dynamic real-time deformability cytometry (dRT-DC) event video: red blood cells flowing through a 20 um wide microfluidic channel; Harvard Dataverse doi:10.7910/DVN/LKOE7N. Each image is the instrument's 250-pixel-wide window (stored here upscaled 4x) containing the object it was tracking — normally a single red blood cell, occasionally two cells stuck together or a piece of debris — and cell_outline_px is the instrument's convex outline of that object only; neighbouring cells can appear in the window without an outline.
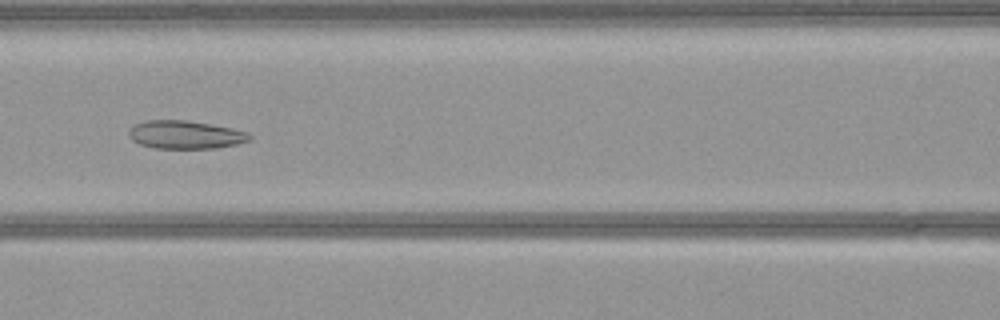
{"species": "common noctule bat (a hibernating species)", "species_latin": "Nyctalus noctula", "temperature_condition": "warm", "stored_images_in_passage": 53, "camera_frame_rate_fps": 3000, "um_per_image_px": 0.085, "animal": {"sex": "female", "body_mass_g": 21.9}, "frame": {"image": 1, "passage_image": 23, "time_ms": 7.333, "image_size_px": [1000, 320], "cell_outline_px": [[252, 140], [236, 144], [216, 148], [156, 148], [140, 144], [132, 140], [128, 136], [128, 132], [136, 124], [144, 120], [188, 120], [232, 128], [248, 132], [252, 136]], "centroid_in_image_um": [15.78, 11.45], "position_along_channel_um": 150.8, "area_um2": 19.83}}
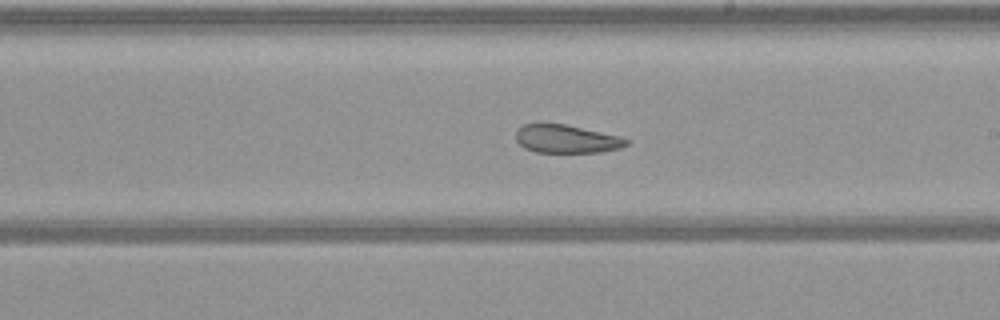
{"frame": {"image": 2, "passage_image": 30, "time_ms": 9.667, "image_size_px": [1000, 320], "cell_outline_px": [[628, 144], [620, 148], [600, 152], [536, 152], [524, 148], [516, 140], [516, 128], [524, 124], [564, 124], [620, 136], [628, 140]], "centroid_in_image_um": [48.12, 11.81], "position_along_channel_um": 240.9, "area_um2": 18.03}}
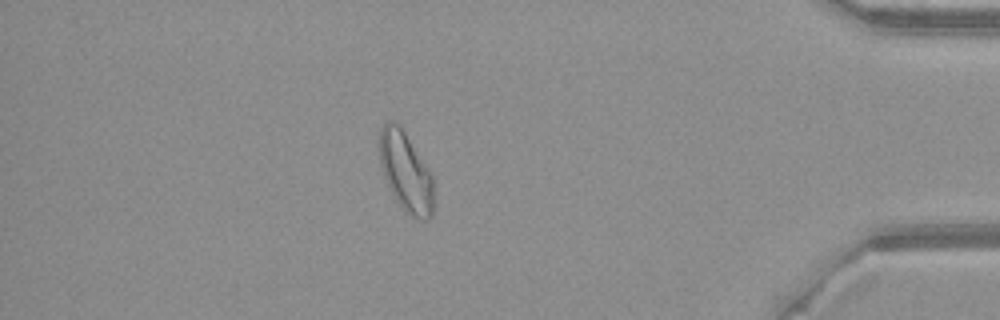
{"frame": {"image": 3, "passage_image": 46, "time_ms": 15.0, "image_size_px": [1000, 320], "cell_outline_px": [[432, 216], [428, 220], [424, 220], [412, 216], [404, 212], [396, 200], [384, 176], [380, 164], [380, 128], [388, 120], [396, 120], [400, 124], [432, 176]], "centroid_in_image_um": [34.47, 14.59], "position_along_channel_um": 400.7, "area_um2": 24.74}}